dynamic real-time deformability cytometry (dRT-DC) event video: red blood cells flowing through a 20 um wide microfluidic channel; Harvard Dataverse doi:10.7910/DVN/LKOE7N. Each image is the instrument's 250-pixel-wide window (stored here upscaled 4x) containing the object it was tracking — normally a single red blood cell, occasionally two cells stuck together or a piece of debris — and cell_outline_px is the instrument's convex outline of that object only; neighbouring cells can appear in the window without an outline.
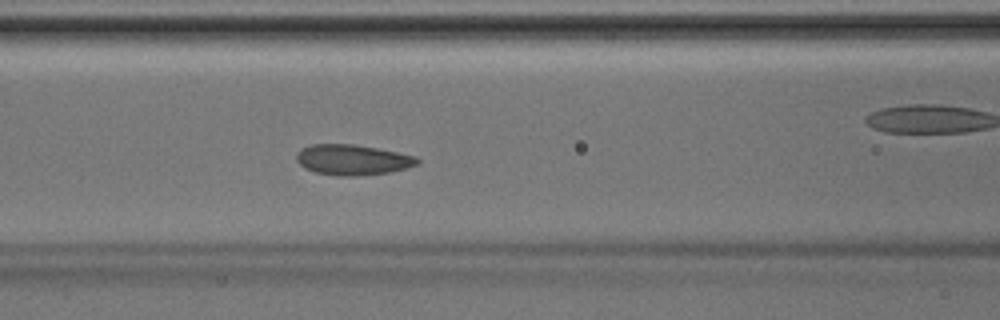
{"species": "Egyptian fruit bat (a non-hibernating species)", "species_latin": "Rousettus aegyptiacus", "temperature_condition": "room temperature", "stored_images_in_passage": 33, "camera_frame_rate_fps": 3000, "um_per_image_px": 0.085, "animal": {"sex": "male"}, "frame": {"image": 1, "passage_image": 6, "time_ms": 1.667, "image_size_px": [1000, 320], "cell_outline_px": [[420, 164], [388, 172], [356, 176], [336, 176], [316, 172], [304, 168], [296, 160], [296, 152], [300, 148], [312, 144], [352, 144], [376, 148], [416, 156], [420, 160]], "centroid_in_image_um": [29.93, 13.58], "position_along_channel_um": 136.7, "area_um2": 21.44}}